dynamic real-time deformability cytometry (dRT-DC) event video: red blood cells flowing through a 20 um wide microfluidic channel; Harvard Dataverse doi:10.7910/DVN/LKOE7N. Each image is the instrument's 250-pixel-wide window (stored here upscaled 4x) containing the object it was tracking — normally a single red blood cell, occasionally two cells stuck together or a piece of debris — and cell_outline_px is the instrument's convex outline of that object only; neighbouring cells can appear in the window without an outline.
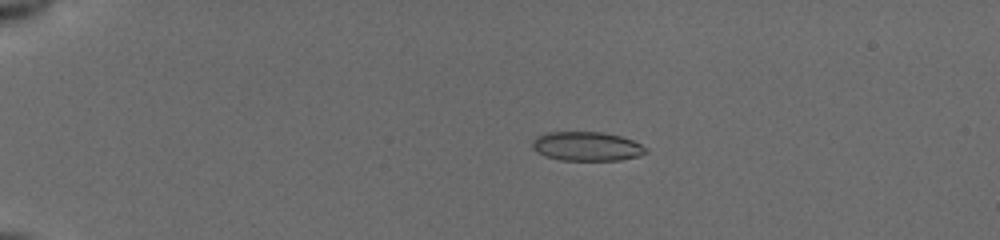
{"species": "common noctule bat (a hibernating species)", "species_latin": "Nyctalus noctula", "temperature_condition": "cold", "stored_images_in_passage": 42, "camera_frame_rate_fps": 3000, "um_per_image_px": 0.085, "animal": {"sex": "female", "body_mass_g": 19.5, "forearm_length_mm": 54.1}, "frame": {"image": 1, "passage_image": 1, "time_ms": 0.0, "image_size_px": [1000, 240], "cell_outline_px": [[648, 152], [640, 156], [620, 160], [560, 160], [544, 156], [536, 152], [532, 148], [532, 140], [536, 136], [548, 132], [600, 132], [620, 136], [632, 140], [648, 148]], "centroid_in_image_um": [49.86, 12.44], "position_along_channel_um": 35.1, "area_um2": 19.42}}
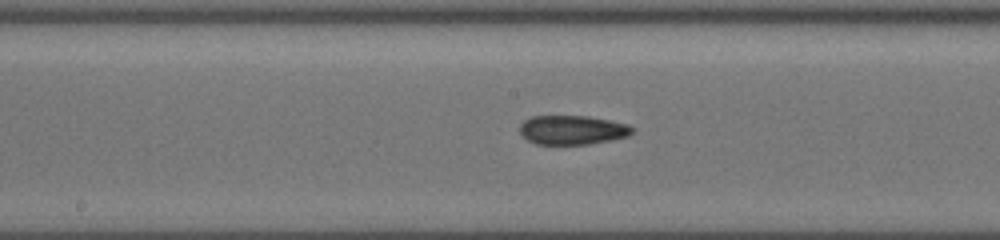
{"frame": {"image": 2, "passage_image": 19, "time_ms": 6.0, "image_size_px": [1000, 240], "cell_outline_px": [[632, 132], [628, 136], [612, 140], [588, 144], [536, 144], [528, 140], [520, 132], [520, 124], [524, 120], [532, 116], [588, 116], [628, 124], [632, 128]], "centroid_in_image_um": [48.64, 11.04], "position_along_channel_um": 199.6, "area_um2": 19.02}}
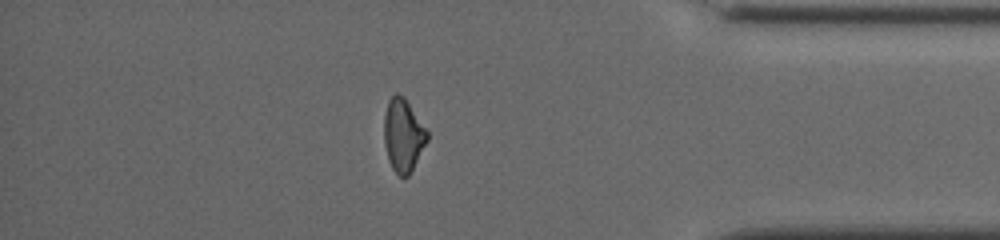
{"frame": {"image": 3, "passage_image": 36, "time_ms": 11.667, "image_size_px": [1000, 240], "cell_outline_px": [[428, 140], [408, 176], [400, 176], [392, 168], [388, 160], [384, 144], [384, 116], [388, 100], [396, 92], [404, 96], [428, 132]], "centroid_in_image_um": [34.25, 11.47], "position_along_channel_um": 400.9, "area_um2": 18.21}, "authors_computed_cell_mechanics": {"area_um2": 19.0162, "velocity_mm_per_s": 3.9484, "shape_relaxation_time_tau1_ms": null, "shape_relaxation_time_tau2_ms": 3.2813, "deformation_change_tau1": null, "deformation_change_tau2": 0.099}}